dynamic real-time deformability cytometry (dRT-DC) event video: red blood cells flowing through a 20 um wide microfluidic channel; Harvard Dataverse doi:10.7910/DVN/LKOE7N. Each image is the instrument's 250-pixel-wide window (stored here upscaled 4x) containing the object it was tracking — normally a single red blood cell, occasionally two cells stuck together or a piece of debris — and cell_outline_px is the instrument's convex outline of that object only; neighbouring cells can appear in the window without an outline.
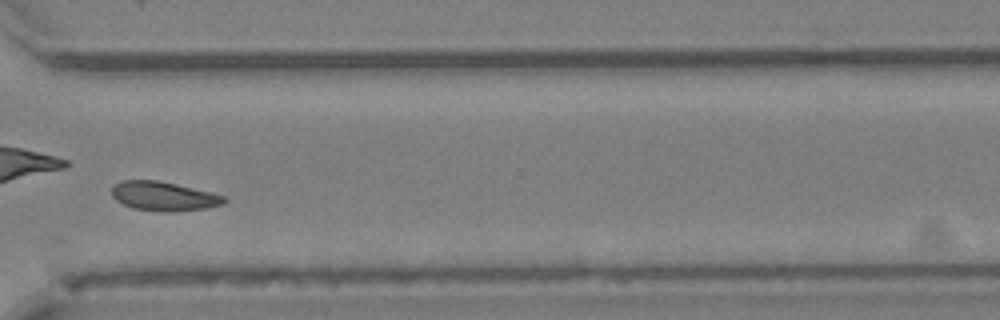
{"species": "Egyptian fruit bat (a non-hibernating species)", "species_latin": "Rousettus aegyptiacus", "temperature_condition": "cold", "stored_images_in_passage": 48, "camera_frame_rate_fps": 3000, "um_per_image_px": 0.085, "animal": {"sex": "female"}, "frame": {"image": 1, "passage_image": 35, "time_ms": 11.333, "image_size_px": [1000, 320], "cell_outline_px": [[228, 200], [224, 204], [208, 208], [172, 212], [164, 212], [132, 208], [116, 200], [112, 196], [112, 188], [120, 180], [156, 180], [176, 184], [224, 196]], "centroid_in_image_um": [13.91, 16.69], "position_along_channel_um": 356.7, "area_um2": 19.02}, "authors_computed_cell_mechanics": {"area_um2": 19.074, "velocity_mm_per_s": 4.1874, "shape_relaxation_time_tau1_ms": 6.5341, "shape_relaxation_time_tau2_ms": 9.1322, "deformation_change_tau1": 0.0898, "deformation_change_tau2": 0.07}}